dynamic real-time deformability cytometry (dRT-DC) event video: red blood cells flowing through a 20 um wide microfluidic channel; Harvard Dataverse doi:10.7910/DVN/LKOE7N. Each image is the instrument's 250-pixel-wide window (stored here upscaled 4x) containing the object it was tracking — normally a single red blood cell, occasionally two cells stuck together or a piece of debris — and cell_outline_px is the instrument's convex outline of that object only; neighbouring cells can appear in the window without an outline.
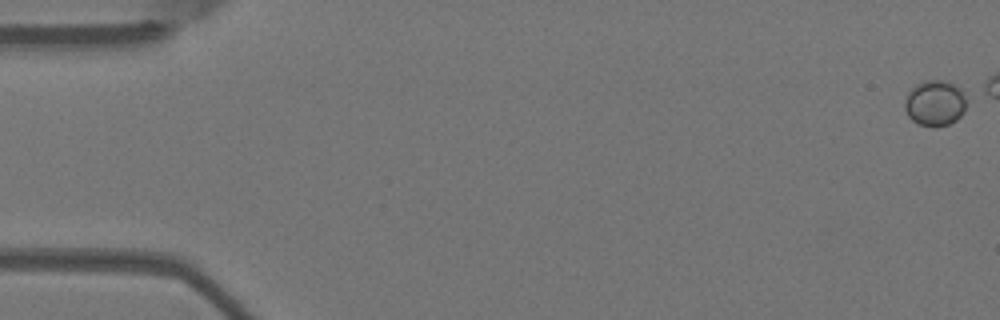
{"species": "Egyptian fruit bat (a non-hibernating species)", "species_latin": "Rousettus aegyptiacus", "temperature_condition": "warm", "stored_images_in_passage": 8, "camera_frame_rate_fps": 3000, "um_per_image_px": 0.085, "animal": {"sex": "female"}, "frame": {"image": 1, "passage_image": 1, "time_ms": 0.0, "image_size_px": [1000, 320], "cell_outline_px": [[964, 112], [956, 120], [948, 124], [936, 128], [920, 124], [912, 120], [908, 116], [904, 108], [904, 104], [908, 92], [916, 84], [928, 80], [948, 80], [960, 88], [964, 96]], "centroid_in_image_um": [79.45, 8.76], "position_along_channel_um": 5.5, "area_um2": 16.42}}
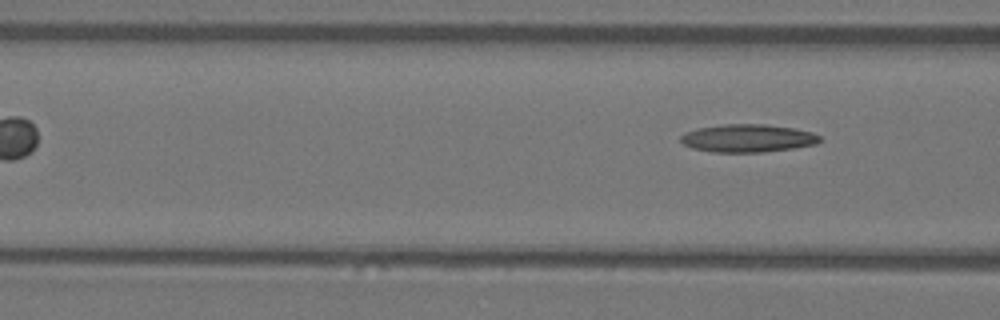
{"frame": {"image": 2, "passage_image": 8, "time_ms": 2.333, "image_size_px": [1000, 320], "cell_outline_px": [[820, 140], [816, 144], [792, 148], [764, 152], [712, 152], [692, 148], [684, 144], [680, 140], [680, 136], [684, 132], [696, 128], [724, 124], [764, 124], [796, 128], [812, 132], [820, 136]], "centroid_in_image_um": [63.53, 11.74], "position_along_channel_um": 103.1, "area_um2": 22.72}}